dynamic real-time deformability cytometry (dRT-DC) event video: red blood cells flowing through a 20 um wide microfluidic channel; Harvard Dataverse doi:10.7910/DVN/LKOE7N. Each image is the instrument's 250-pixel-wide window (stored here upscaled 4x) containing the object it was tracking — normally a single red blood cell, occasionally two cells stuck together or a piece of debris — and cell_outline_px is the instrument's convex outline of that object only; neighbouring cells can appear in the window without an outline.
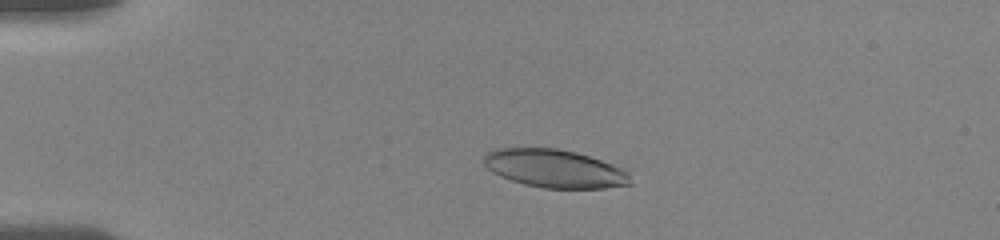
{"species": "human", "species_latin": "Homo sapiens", "temperature_condition": "room temperature", "stored_images_in_passage": 24, "camera_frame_rate_fps": 3000, "um_per_image_px": 0.085, "donor": {"sex": "female"}, "frame": {"image": 1, "passage_image": 7, "time_ms": 3.667, "image_size_px": [1000, 240], "cell_outline_px": [[632, 184], [604, 188], [544, 188], [524, 184], [500, 176], [492, 172], [484, 164], [484, 156], [488, 152], [496, 148], [556, 148], [576, 152], [624, 168], [628, 172]], "centroid_in_image_um": [47.15, 14.33], "position_along_channel_um": 37.8, "area_um2": 32.48}}
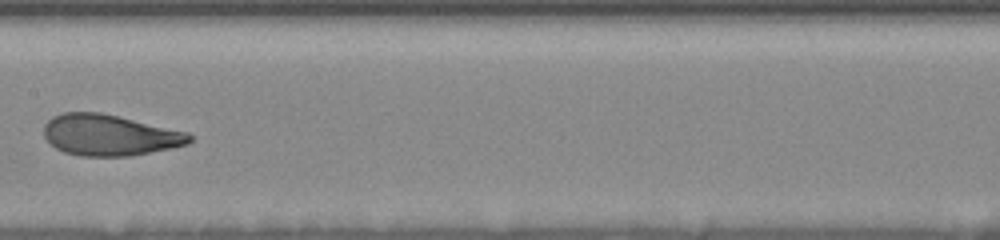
{"frame": {"image": 2, "passage_image": 18, "time_ms": 9.333, "image_size_px": [1000, 240], "cell_outline_px": [[192, 140], [188, 144], [172, 148], [128, 156], [80, 156], [64, 152], [56, 148], [44, 136], [44, 124], [52, 116], [64, 112], [100, 112], [188, 132], [192, 136]], "centroid_in_image_um": [9.3, 11.48], "position_along_channel_um": 198.1, "area_um2": 34.8}}
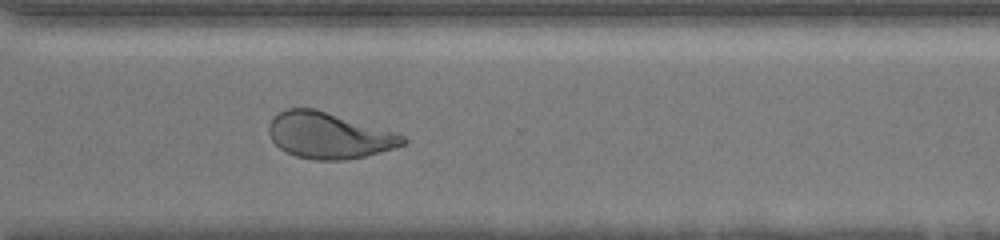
{"frame": {"image": 3, "passage_image": 24, "time_ms": 13.333, "image_size_px": [1000, 240], "cell_outline_px": [[408, 140], [404, 144], [392, 148], [364, 156], [344, 160], [316, 160], [296, 156], [280, 148], [272, 140], [268, 132], [268, 124], [280, 112], [288, 108], [316, 108], [392, 132], [404, 136]], "centroid_in_image_um": [27.91, 11.51], "position_along_channel_um": 342.7, "area_um2": 35.43}}